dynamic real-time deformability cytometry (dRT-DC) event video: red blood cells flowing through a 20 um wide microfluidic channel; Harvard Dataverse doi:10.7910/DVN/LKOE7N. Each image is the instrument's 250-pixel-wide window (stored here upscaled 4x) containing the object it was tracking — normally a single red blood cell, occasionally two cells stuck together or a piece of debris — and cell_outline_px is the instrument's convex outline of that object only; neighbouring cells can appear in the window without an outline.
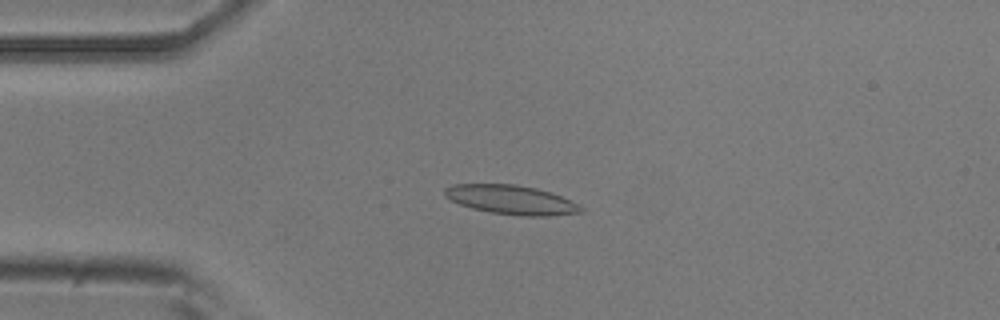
{"species": "common noctule bat (a hibernating species)", "species_latin": "Nyctalus noctula", "temperature_condition": "room temperature", "stored_images_in_passage": 4, "camera_frame_rate_fps": 3000, "um_per_image_px": 0.085, "animal": {"sex": "male", "body_mass_g": 20.5, "forearm_length_mm": 52.5}, "frame": {"image": 1, "passage_image": 2, "time_ms": 0.333, "image_size_px": [1000, 320], "cell_outline_px": [[584, 212], [548, 216], [520, 216], [492, 212], [472, 208], [460, 204], [444, 196], [444, 188], [452, 184], [516, 184], [536, 188], [560, 196], [580, 204], [584, 208]], "centroid_in_image_um": [43.47, 16.98], "position_along_channel_um": 41.5, "area_um2": 23.12}}
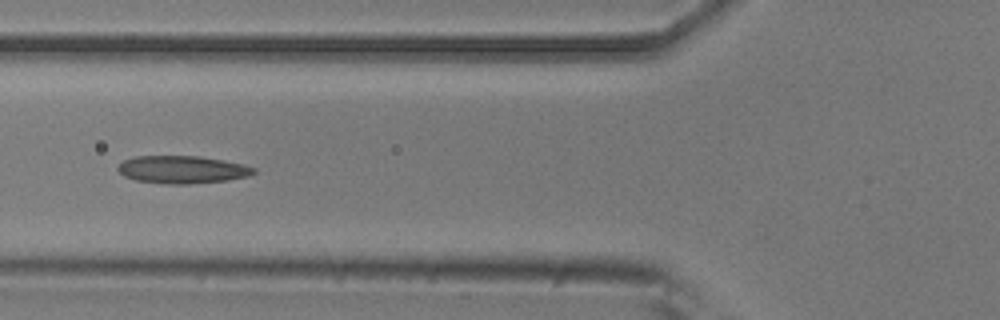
{"frame": {"image": 2, "passage_image": 4, "time_ms": 1.0, "image_size_px": [1000, 320], "cell_outline_px": [[256, 172], [248, 176], [228, 180], [188, 184], [168, 184], [136, 180], [124, 176], [116, 168], [124, 160], [136, 156], [196, 156], [244, 164], [256, 168]], "centroid_in_image_um": [15.5, 14.42], "position_along_channel_um": 110.3, "area_um2": 21.73}}